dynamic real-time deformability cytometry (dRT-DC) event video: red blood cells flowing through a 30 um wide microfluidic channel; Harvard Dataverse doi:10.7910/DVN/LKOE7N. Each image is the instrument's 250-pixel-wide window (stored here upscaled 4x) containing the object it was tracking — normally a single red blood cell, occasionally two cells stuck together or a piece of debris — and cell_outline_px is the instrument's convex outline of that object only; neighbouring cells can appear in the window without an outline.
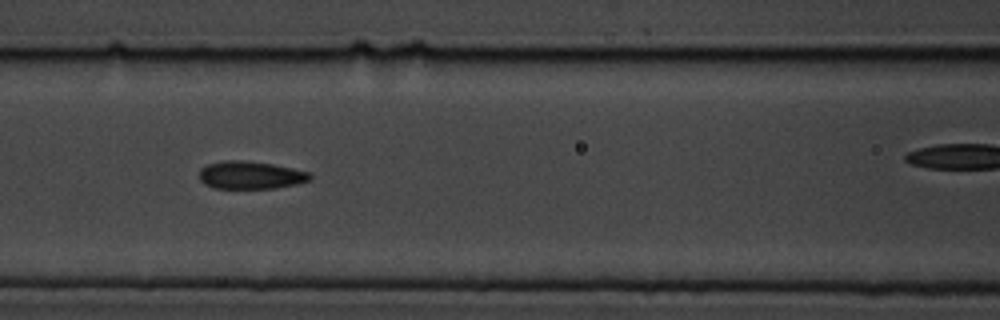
{"species": "common noctule bat (a hibernating species)", "species_latin": "Nyctalus noctula", "temperature_condition": "cold", "stored_images_in_passage": 13, "camera_frame_rate_fps": 3000, "um_per_image_px": 0.085, "animal": {"sex": "male", "body_mass_g": 19.5, "forearm_length_mm": 54.6}, "frame": {"image": 1, "passage_image": 6, "time_ms": 6.667, "image_size_px": [1000, 320], "cell_outline_px": [[312, 180], [296, 184], [276, 188], [212, 188], [204, 184], [200, 180], [200, 168], [208, 164], [224, 160], [240, 160], [272, 164], [292, 168], [308, 172], [312, 176]], "centroid_in_image_um": [21.29, 14.89], "position_along_channel_um": 145.3, "area_um2": 17.92}, "authors_computed_cell_mechanics": {"area_um2": 17.918, "velocity_mm_per_s": 3.731, "shape_relaxation_time_tau1_ms": 3.7374, "shape_relaxation_time_tau2_ms": 2.9521, "deformation_change_tau1": 0.1041, "deformation_change_tau2": 0.0558}}